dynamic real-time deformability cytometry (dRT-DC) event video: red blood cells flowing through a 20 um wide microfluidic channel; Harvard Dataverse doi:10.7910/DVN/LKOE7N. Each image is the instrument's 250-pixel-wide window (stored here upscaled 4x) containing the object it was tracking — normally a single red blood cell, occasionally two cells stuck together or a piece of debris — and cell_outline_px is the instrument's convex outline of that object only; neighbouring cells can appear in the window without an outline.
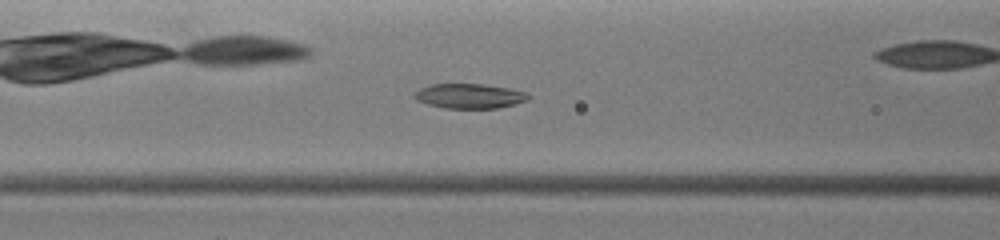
{"species": "common noctule bat (a hibernating species)", "species_latin": "Nyctalus noctula", "temperature_condition": "warm", "stored_images_in_passage": 38, "camera_frame_rate_fps": 3000, "um_per_image_px": 0.085, "animal": {"sex": "female", "body_mass_g": 19.0, "forearm_length_mm": 51.5}, "frame": {"image": 1, "passage_image": 22, "time_ms": 4.667, "image_size_px": [1000, 240], "cell_outline_px": [[532, 96], [528, 100], [516, 104], [496, 108], [444, 108], [428, 104], [416, 100], [412, 96], [420, 88], [432, 84], [480, 84], [512, 88], [528, 92]], "centroid_in_image_um": [39.96, 8.16], "position_along_channel_um": 126.6, "area_um2": 16.59}}